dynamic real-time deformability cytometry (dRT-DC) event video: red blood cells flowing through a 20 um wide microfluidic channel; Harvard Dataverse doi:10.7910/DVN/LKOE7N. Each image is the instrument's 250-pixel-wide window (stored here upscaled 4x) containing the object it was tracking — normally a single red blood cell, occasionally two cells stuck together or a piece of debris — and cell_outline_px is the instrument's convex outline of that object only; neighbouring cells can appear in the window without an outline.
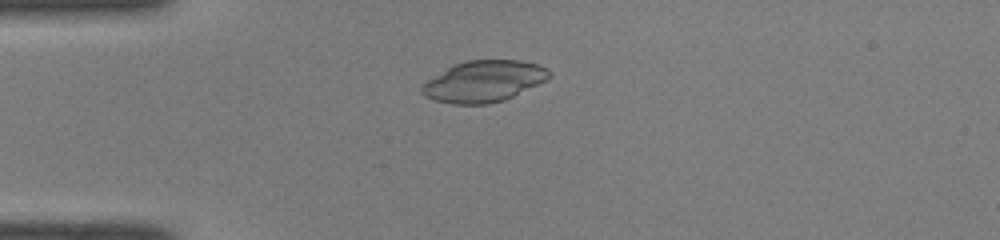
{"species": "common noctule bat (a hibernating species)", "species_latin": "Nyctalus noctula", "temperature_condition": "room temperature", "stored_images_in_passage": 15, "camera_frame_rate_fps": 3000, "um_per_image_px": 0.085, "animal": {"sex": "male", "body_mass_g": 19.0, "forearm_length_mm": 50.8}, "frame": {"image": 1, "passage_image": 13, "time_ms": 4.0, "image_size_px": [1000, 240], "cell_outline_px": [[552, 76], [504, 100], [488, 104], [452, 104], [436, 100], [424, 96], [420, 92], [420, 88], [428, 80], [448, 68], [456, 64], [468, 60], [520, 60], [536, 64], [548, 68], [552, 72]], "centroid_in_image_um": [41.12, 6.91], "position_along_channel_um": 43.9, "area_um2": 30.17}}